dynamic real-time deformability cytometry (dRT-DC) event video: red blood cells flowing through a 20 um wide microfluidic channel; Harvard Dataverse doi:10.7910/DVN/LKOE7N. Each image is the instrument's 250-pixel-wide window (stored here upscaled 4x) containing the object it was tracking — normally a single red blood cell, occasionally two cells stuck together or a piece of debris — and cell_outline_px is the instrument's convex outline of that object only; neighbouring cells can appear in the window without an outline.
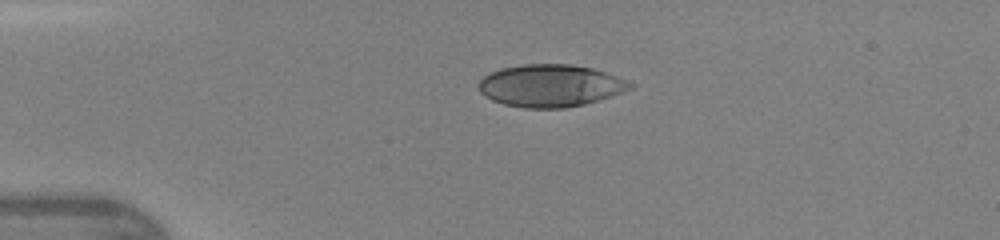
{"species": "human", "species_latin": "Homo sapiens", "temperature_condition": "warm", "stored_images_in_passage": 37, "camera_frame_rate_fps": 3000, "um_per_image_px": 0.085, "donor": {"sex": "female"}, "frame": {"image": 1, "passage_image": 1, "time_ms": 0.0, "image_size_px": [1000, 240], "cell_outline_px": [[636, 84], [632, 88], [584, 104], [564, 108], [524, 108], [504, 104], [492, 100], [484, 96], [480, 92], [476, 84], [484, 76], [500, 68], [524, 64], [568, 64], [592, 68], [616, 76]], "centroid_in_image_um": [46.73, 7.28], "position_along_channel_um": 38.3, "area_um2": 37.17}}
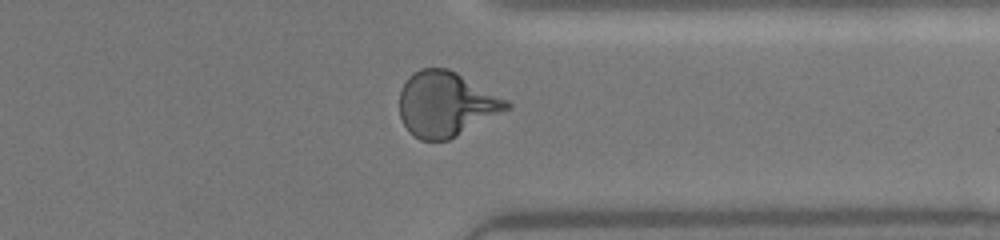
{"frame": {"image": 2, "passage_image": 27, "time_ms": 8.667, "image_size_px": [1000, 240], "cell_outline_px": [[512, 108], [448, 140], [420, 140], [412, 136], [408, 132], [400, 116], [400, 88], [408, 76], [420, 68], [448, 68], [456, 72], [508, 100], [512, 104]], "centroid_in_image_um": [37.9, 8.85], "position_along_channel_um": 373.5, "area_um2": 40.63}}
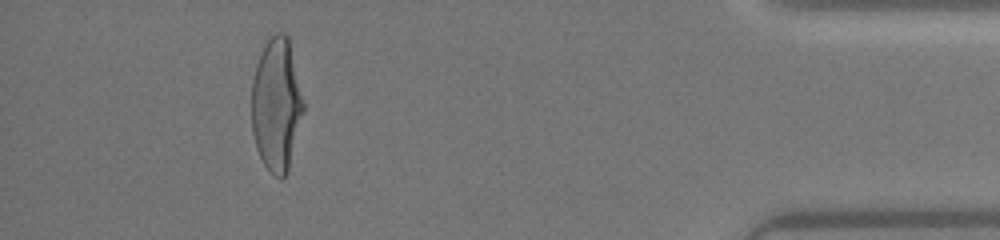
{"frame": {"image": 3, "passage_image": 33, "time_ms": 10.667, "image_size_px": [1000, 240], "cell_outline_px": [[304, 108], [288, 168], [284, 176], [280, 180], [264, 164], [256, 148], [252, 132], [252, 80], [256, 64], [268, 40], [276, 32], [284, 32], [288, 36], [304, 104]], "centroid_in_image_um": [23.48, 8.88], "position_along_channel_um": 411.7, "area_um2": 39.42}, "authors_computed_cell_mechanics": {"area_um2": 38.6682, "velocity_mm_per_s": 4.3434, "shape_relaxation_time_tau1_ms": 3.6209, "shape_relaxation_time_tau2_ms": null, "deformation_change_tau1": 0.2082, "deformation_change_tau2": null}}